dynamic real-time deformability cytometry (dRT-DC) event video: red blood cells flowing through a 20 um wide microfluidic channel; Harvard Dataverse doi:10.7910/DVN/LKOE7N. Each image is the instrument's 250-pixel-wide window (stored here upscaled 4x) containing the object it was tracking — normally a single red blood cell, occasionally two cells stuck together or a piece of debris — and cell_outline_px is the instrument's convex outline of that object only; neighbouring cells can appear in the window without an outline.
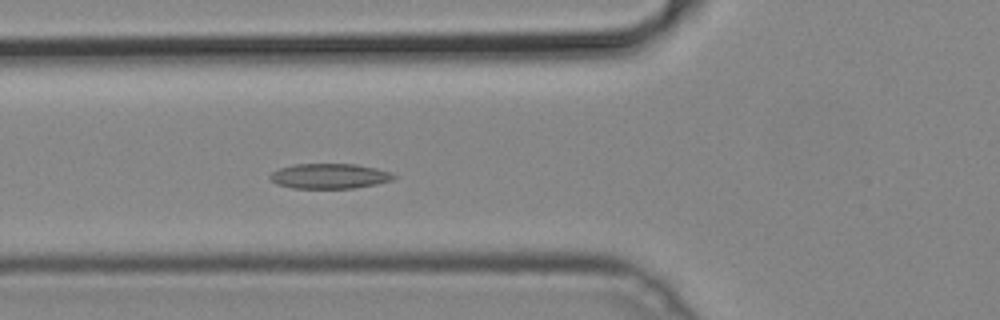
{"species": "common noctule bat (a hibernating species)", "species_latin": "Nyctalus noctula", "temperature_condition": "cold", "stored_images_in_passage": 13, "camera_frame_rate_fps": 3000, "um_per_image_px": 0.085, "animal": {"sex": "male", "body_mass_g": 19.2, "forearm_length_mm": 51.8}, "frame": {"image": 1, "passage_image": 3, "time_ms": 0.667, "image_size_px": [1000, 320], "cell_outline_px": [[396, 176], [392, 180], [376, 184], [352, 188], [292, 188], [276, 184], [268, 176], [272, 172], [280, 168], [292, 164], [356, 164], [376, 168], [392, 172]], "centroid_in_image_um": [28.0, 14.96], "position_along_channel_um": 97.8, "area_um2": 18.09}}
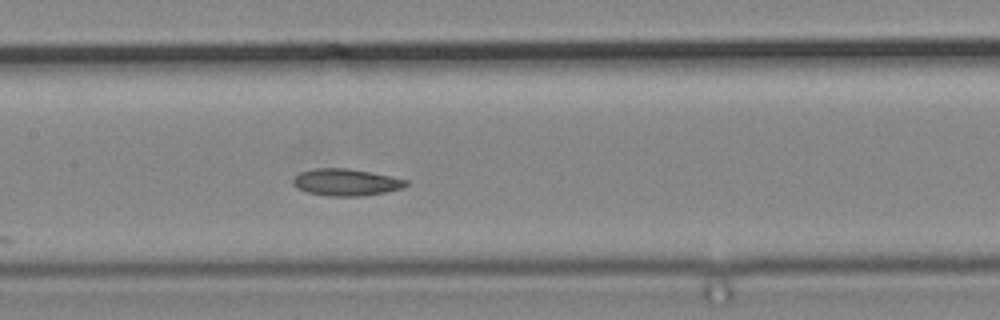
{"frame": {"image": 2, "passage_image": 9, "time_ms": 2.667, "image_size_px": [1000, 320], "cell_outline_px": [[408, 184], [404, 188], [384, 192], [360, 196], [328, 196], [308, 192], [296, 188], [292, 184], [292, 180], [300, 172], [312, 168], [348, 168], [392, 176], [408, 180]], "centroid_in_image_um": [29.4, 15.48], "position_along_channel_um": 178.0, "area_um2": 17.8}}
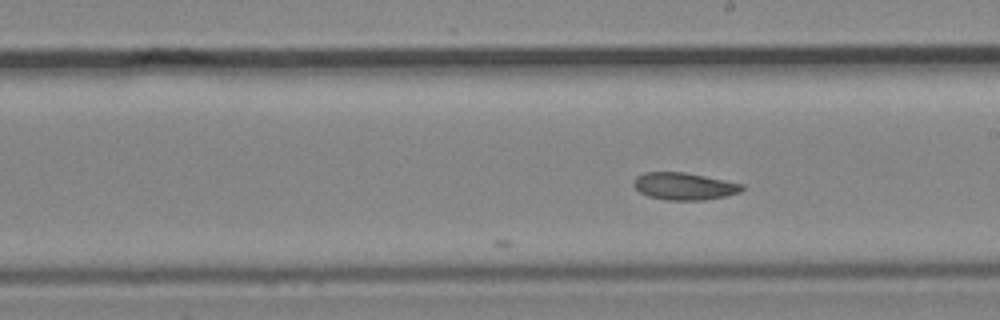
{"frame": {"image": 3, "passage_image": 13, "time_ms": 4.0, "image_size_px": [1000, 320], "cell_outline_px": [[744, 188], [740, 192], [724, 196], [704, 200], [668, 200], [648, 196], [640, 192], [632, 184], [632, 180], [636, 176], [644, 172], [684, 172], [744, 184]], "centroid_in_image_um": [58.12, 15.82], "position_along_channel_um": 230.9, "area_um2": 17.17}}